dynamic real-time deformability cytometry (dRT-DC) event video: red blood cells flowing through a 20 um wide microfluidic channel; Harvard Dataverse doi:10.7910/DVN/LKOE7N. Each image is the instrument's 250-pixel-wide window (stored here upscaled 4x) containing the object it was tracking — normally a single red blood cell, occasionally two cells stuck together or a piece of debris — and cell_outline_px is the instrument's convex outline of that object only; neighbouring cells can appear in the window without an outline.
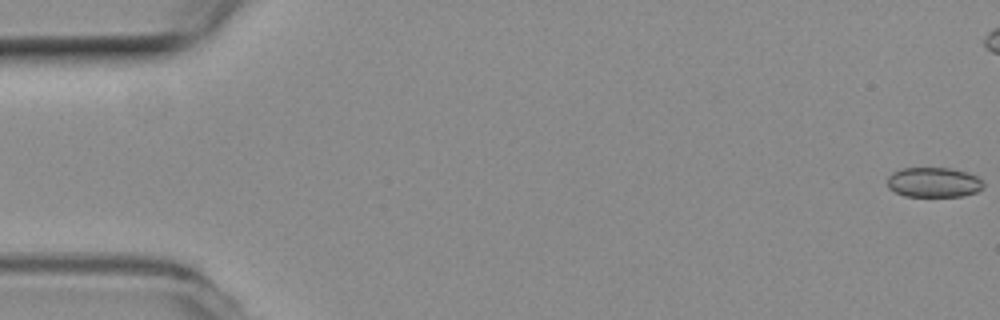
{"species": "common noctule bat (a hibernating species)", "species_latin": "Nyctalus noctula", "temperature_condition": "room temperature", "stored_images_in_passage": 31, "camera_frame_rate_fps": 3000, "um_per_image_px": 0.085, "animal": {"sex": "female", "body_mass_g": 19.3, "forearm_length_mm": 54.1}, "frame": {"image": 1, "passage_image": 1, "time_ms": 0.0, "image_size_px": [1000, 320], "cell_outline_px": [[984, 184], [976, 192], [964, 196], [904, 196], [888, 188], [888, 176], [892, 172], [900, 168], [952, 168], [976, 176]], "centroid_in_image_um": [79.32, 15.49], "position_along_channel_um": 5.7, "area_um2": 16.65}}
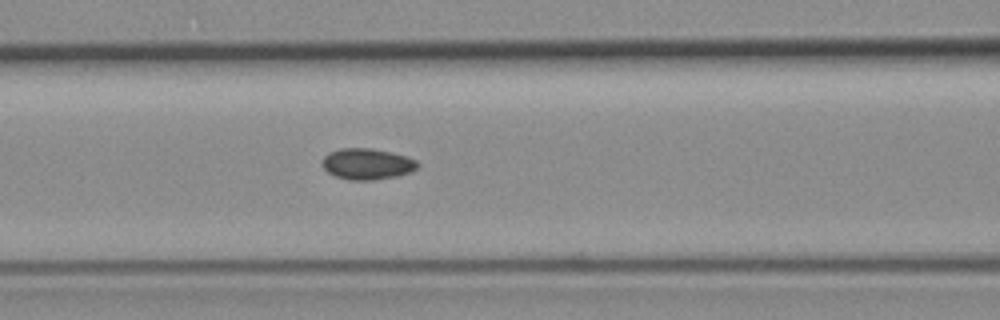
{"frame": {"image": 2, "passage_image": 23, "time_ms": 7.333, "image_size_px": [1000, 320], "cell_outline_px": [[420, 164], [412, 172], [396, 176], [372, 180], [348, 180], [336, 176], [328, 172], [320, 164], [320, 160], [328, 152], [340, 148], [372, 148], [392, 152], [408, 156], [416, 160]], "centroid_in_image_um": [31.19, 13.92], "position_along_channel_um": 135.4, "area_um2": 17.57}}
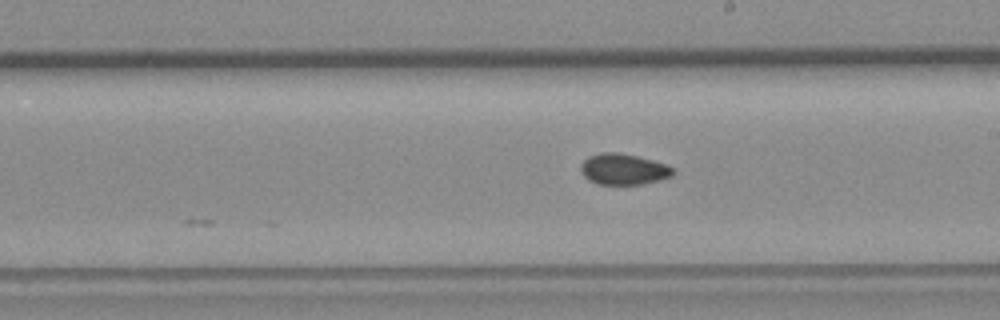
{"frame": {"image": 3, "passage_image": 31, "time_ms": 10.0, "image_size_px": [1000, 320], "cell_outline_px": [[676, 172], [672, 176], [660, 180], [644, 184], [596, 184], [588, 180], [580, 172], [580, 164], [588, 156], [600, 152], [616, 152], [636, 156], [652, 160], [676, 168]], "centroid_in_image_um": [52.99, 14.39], "position_along_channel_um": 236.0, "area_um2": 16.88}}